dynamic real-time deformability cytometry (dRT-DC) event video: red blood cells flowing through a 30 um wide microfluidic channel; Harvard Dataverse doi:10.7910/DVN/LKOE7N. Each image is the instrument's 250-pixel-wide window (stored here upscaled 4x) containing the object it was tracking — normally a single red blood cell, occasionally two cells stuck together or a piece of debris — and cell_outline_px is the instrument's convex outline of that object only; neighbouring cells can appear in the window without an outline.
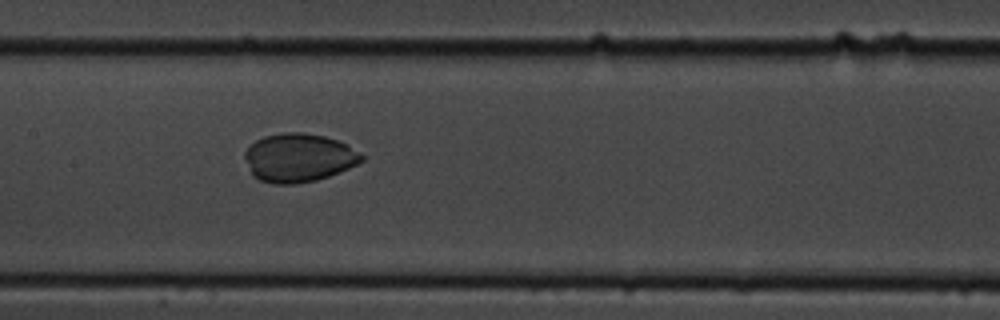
{"species": "common noctule bat (a hibernating species)", "species_latin": "Nyctalus noctula", "temperature_condition": "cold", "stored_images_in_passage": 11, "camera_frame_rate_fps": 3000, "um_per_image_px": 0.085, "animal": {"sex": "male", "body_mass_g": 19.5, "forearm_length_mm": 54.6}, "frame": {"image": 1, "passage_image": 8, "time_ms": 8.667, "image_size_px": [1000, 320], "cell_outline_px": [[364, 160], [348, 168], [328, 176], [316, 180], [292, 184], [272, 184], [260, 180], [252, 176], [244, 156], [244, 152], [256, 140], [264, 136], [284, 132], [304, 132], [324, 136], [336, 140], [360, 152], [364, 156]], "centroid_in_image_um": [25.36, 13.41], "position_along_channel_um": 182.0, "area_um2": 32.89}}
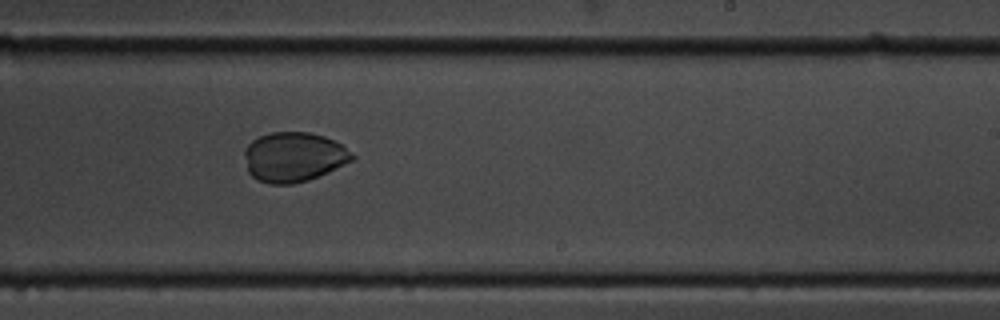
{"frame": {"image": 2, "passage_image": 10, "time_ms": 11.0, "image_size_px": [1000, 320], "cell_outline_px": [[356, 156], [352, 160], [308, 180], [292, 184], [268, 184], [256, 180], [248, 172], [244, 156], [244, 148], [252, 140], [260, 136], [272, 132], [308, 132], [324, 136], [340, 144], [352, 152]], "centroid_in_image_um": [24.92, 13.34], "position_along_channel_um": 264.1, "area_um2": 31.04}}
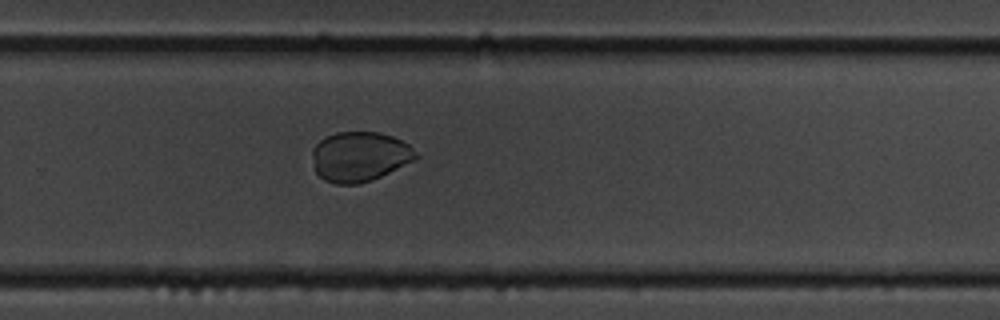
{"frame": {"image": 3, "passage_image": 11, "time_ms": 12.0, "image_size_px": [1000, 320], "cell_outline_px": [[420, 156], [372, 180], [360, 184], [336, 184], [324, 180], [316, 172], [312, 156], [312, 148], [324, 136], [336, 132], [380, 132], [392, 136], [408, 144]], "centroid_in_image_um": [30.53, 13.3], "position_along_channel_um": 299.3, "area_um2": 29.94}}